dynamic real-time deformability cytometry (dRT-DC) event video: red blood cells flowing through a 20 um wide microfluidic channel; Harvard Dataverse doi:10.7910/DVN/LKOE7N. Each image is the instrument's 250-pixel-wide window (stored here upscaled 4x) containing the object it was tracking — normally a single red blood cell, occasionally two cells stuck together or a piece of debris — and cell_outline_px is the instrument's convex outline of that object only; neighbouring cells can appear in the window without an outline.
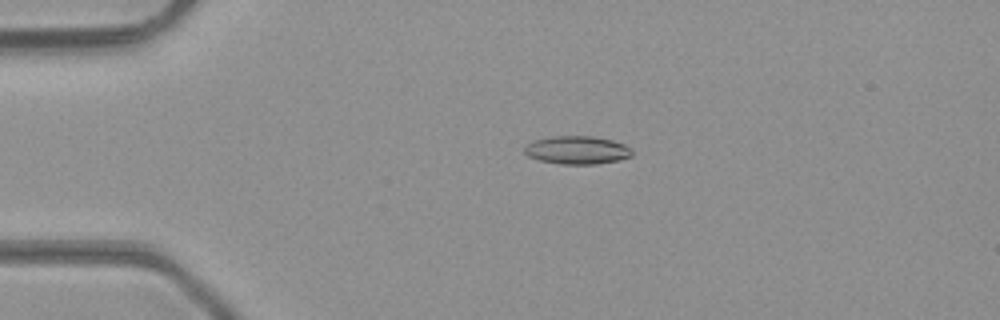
{"species": "common noctule bat (a hibernating species)", "species_latin": "Nyctalus noctula", "temperature_condition": "room temperature", "stored_images_in_passage": 48, "camera_frame_rate_fps": 3000, "um_per_image_px": 0.085, "animal": {"sex": "male", "body_mass_g": 23.1, "forearm_length_mm": 52.7}, "frame": {"image": 1, "passage_image": 11, "time_ms": 3.333, "image_size_px": [1000, 320], "cell_outline_px": [[632, 156], [620, 160], [596, 164], [560, 164], [540, 160], [528, 156], [524, 152], [524, 148], [532, 140], [556, 136], [592, 136], [612, 140], [624, 144], [632, 148]], "centroid_in_image_um": [49.08, 12.76], "position_along_channel_um": 35.9, "area_um2": 17.69}}
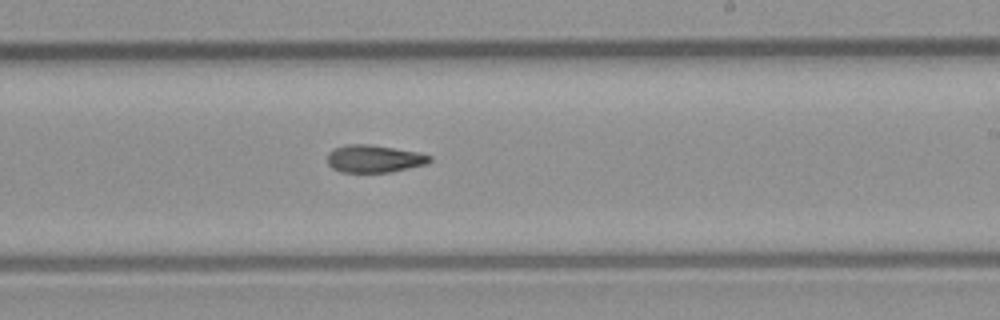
{"frame": {"image": 2, "passage_image": 29, "time_ms": 9.333, "image_size_px": [1000, 320], "cell_outline_px": [[432, 160], [428, 164], [388, 172], [340, 172], [332, 168], [328, 164], [328, 152], [336, 148], [348, 144], [368, 144], [420, 152], [432, 156]], "centroid_in_image_um": [31.83, 13.49], "position_along_channel_um": 257.2, "area_um2": 16.42}}
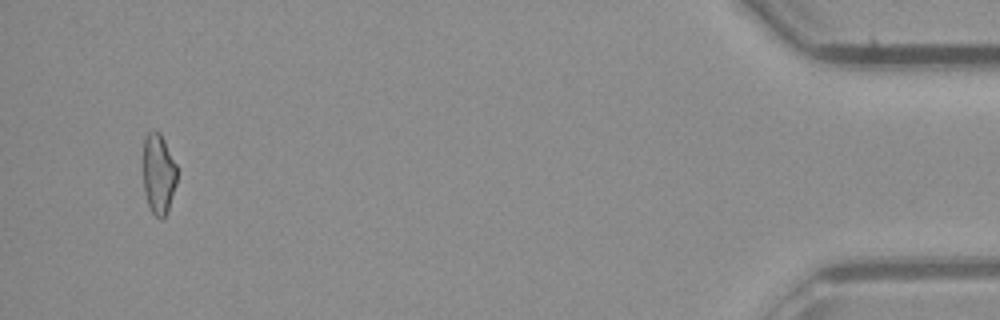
{"frame": {"image": 3, "passage_image": 46, "time_ms": 15.0, "image_size_px": [1000, 320], "cell_outline_px": [[176, 184], [168, 208], [164, 216], [160, 220], [152, 212], [148, 204], [144, 192], [144, 136], [148, 132], [160, 132], [176, 164]], "centroid_in_image_um": [13.47, 14.77], "position_along_channel_um": 421.7, "area_um2": 15.55}}